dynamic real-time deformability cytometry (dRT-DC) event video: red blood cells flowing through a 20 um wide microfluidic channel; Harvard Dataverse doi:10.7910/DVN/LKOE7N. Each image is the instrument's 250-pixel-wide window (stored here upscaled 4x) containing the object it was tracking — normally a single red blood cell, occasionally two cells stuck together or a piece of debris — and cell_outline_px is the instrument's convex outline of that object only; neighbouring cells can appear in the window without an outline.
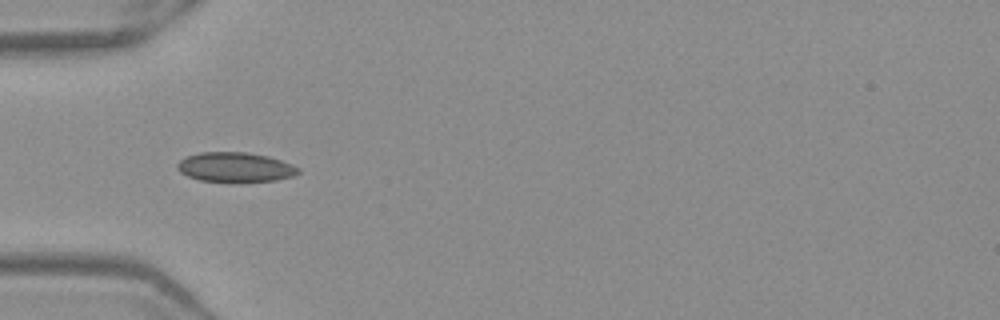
{"species": "Egyptian fruit bat (a non-hibernating species)", "species_latin": "Rousettus aegyptiacus", "temperature_condition": "warm", "stored_images_in_passage": 36, "camera_frame_rate_fps": 3000, "um_per_image_px": 0.085, "frame": {"image": 1, "passage_image": 1, "time_ms": 0.0, "image_size_px": [1000, 320], "cell_outline_px": [[300, 172], [296, 176], [276, 180], [236, 184], [200, 180], [188, 176], [180, 172], [176, 168], [176, 164], [180, 160], [188, 156], [200, 152], [244, 152], [268, 156], [292, 164], [300, 168]], "centroid_in_image_um": [20.02, 14.25], "position_along_channel_um": 65.0, "area_um2": 21.56}}
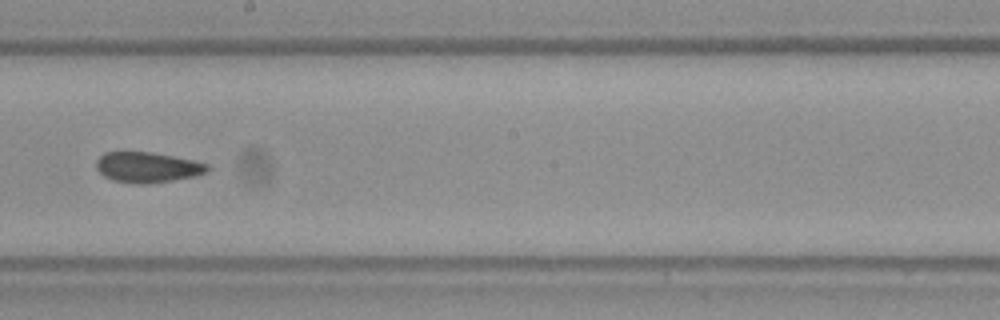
{"frame": {"image": 2, "passage_image": 14, "time_ms": 4.333, "image_size_px": [1000, 320], "cell_outline_px": [[212, 168], [208, 172], [196, 176], [172, 180], [144, 184], [112, 180], [104, 176], [96, 168], [96, 160], [104, 152], [152, 152], [192, 160], [208, 164]], "centroid_in_image_um": [12.55, 14.21], "position_along_channel_um": 235.6, "area_um2": 19.65}}
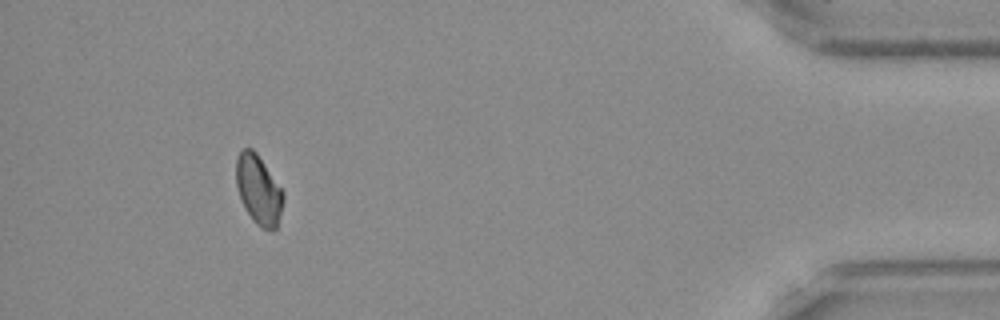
{"frame": {"image": 3, "passage_image": 32, "time_ms": 10.333, "image_size_px": [1000, 320], "cell_outline_px": [[284, 200], [276, 228], [272, 232], [260, 228], [252, 220], [244, 208], [240, 200], [236, 184], [236, 160], [240, 148], [252, 148], [256, 152], [284, 192]], "centroid_in_image_um": [21.96, 16.15], "position_along_channel_um": 413.2, "area_um2": 19.31}, "authors_computed_cell_mechanics": {"area_um2": 19.7098, "velocity_mm_per_s": 3.9557, "shape_relaxation_time_tau1_ms": null, "shape_relaxation_time_tau2_ms": 1.9949, "deformation_change_tau1": null, "deformation_change_tau2": 0.0606}}